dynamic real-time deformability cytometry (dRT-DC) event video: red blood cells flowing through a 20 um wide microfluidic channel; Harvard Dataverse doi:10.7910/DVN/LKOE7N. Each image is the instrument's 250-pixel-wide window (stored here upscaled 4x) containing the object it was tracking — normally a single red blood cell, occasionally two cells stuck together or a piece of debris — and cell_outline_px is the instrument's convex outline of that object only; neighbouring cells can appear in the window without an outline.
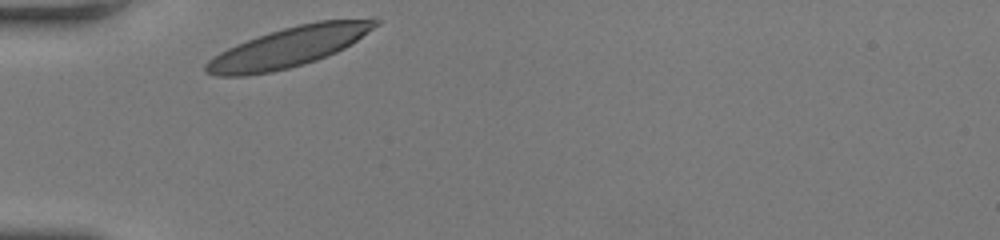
{"species": "human", "species_latin": "Homo sapiens", "temperature_condition": "room temperature", "stored_images_in_passage": 29, "camera_frame_rate_fps": 3000, "um_per_image_px": 0.085, "donor": {"sex": "female"}, "frame": {"image": 1, "passage_image": 1, "time_ms": 0.0, "image_size_px": [1000, 240], "cell_outline_px": [[380, 24], [344, 48], [336, 52], [316, 60], [304, 64], [272, 72], [248, 76], [216, 76], [204, 72], [204, 64], [208, 60], [220, 52], [236, 44], [284, 28], [316, 20], [376, 16], [380, 20]], "centroid_in_image_um": [24.61, 3.98], "position_along_channel_um": 60.4, "area_um2": 39.71}}
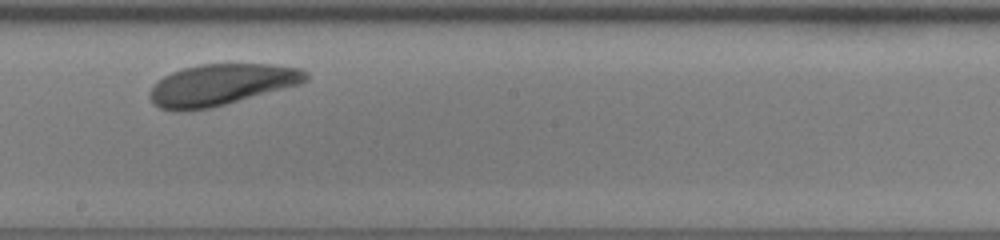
{"frame": {"image": 2, "passage_image": 16, "time_ms": 5.0, "image_size_px": [1000, 240], "cell_outline_px": [[308, 80], [300, 84], [224, 104], [208, 108], [160, 108], [148, 96], [148, 92], [152, 84], [156, 80], [172, 72], [184, 68], [200, 64], [272, 64], [300, 68], [308, 72]], "centroid_in_image_um": [18.83, 7.15], "position_along_channel_um": 229.4, "area_um2": 36.82}}
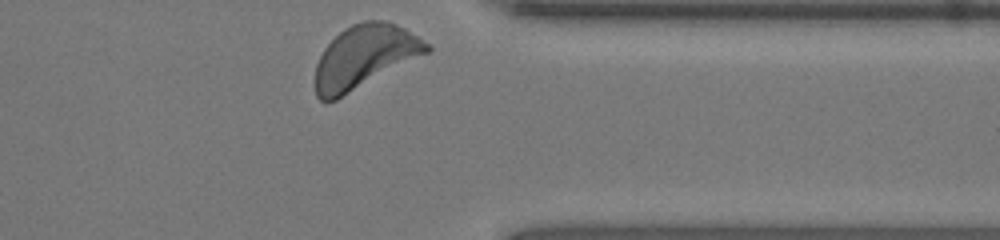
{"frame": {"image": 3, "passage_image": 29, "time_ms": 9.333, "image_size_px": [1000, 240], "cell_outline_px": [[432, 48], [428, 52], [336, 100], [320, 100], [316, 96], [316, 64], [324, 48], [344, 28], [352, 24], [364, 20], [384, 20], [396, 24], [404, 28], [428, 44]], "centroid_in_image_um": [30.96, 4.81], "position_along_channel_um": 380.4, "area_um2": 40.34}, "authors_computed_cell_mechanics": {"area_um2": 37.6278, "velocity_mm_per_s": 3.576, "shape_relaxation_time_tau1_ms": 1.8406, "shape_relaxation_time_tau2_ms": null, "deformation_change_tau1": 0.0825, "deformation_change_tau2": null}}